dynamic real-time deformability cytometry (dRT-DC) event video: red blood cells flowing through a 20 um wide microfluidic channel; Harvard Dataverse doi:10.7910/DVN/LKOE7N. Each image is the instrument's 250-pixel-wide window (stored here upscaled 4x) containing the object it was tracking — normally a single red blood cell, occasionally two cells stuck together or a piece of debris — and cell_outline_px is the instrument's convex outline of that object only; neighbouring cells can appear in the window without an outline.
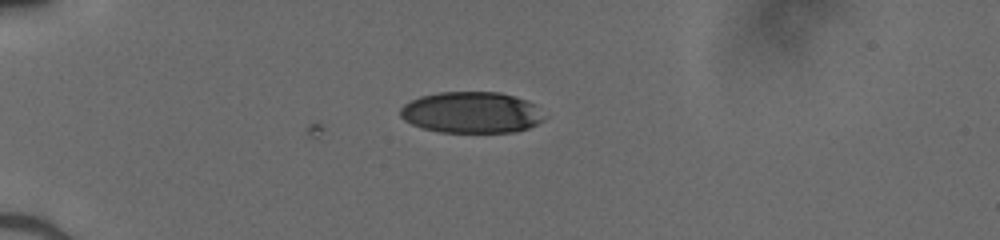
{"species": "human", "species_latin": "Homo sapiens", "temperature_condition": "cold", "stored_images_in_passage": 37, "camera_frame_rate_fps": 3000, "um_per_image_px": 0.085, "donor": {"sex": "male"}, "frame": {"image": 1, "passage_image": 1, "time_ms": 0.0, "image_size_px": [1000, 240], "cell_outline_px": [[548, 116], [544, 120], [528, 128], [516, 132], [440, 132], [424, 128], [412, 124], [404, 120], [400, 116], [400, 108], [404, 104], [420, 96], [440, 92], [500, 92], [528, 100], [536, 104]], "centroid_in_image_um": [40.13, 9.56], "position_along_channel_um": 44.9, "area_um2": 34.97}}
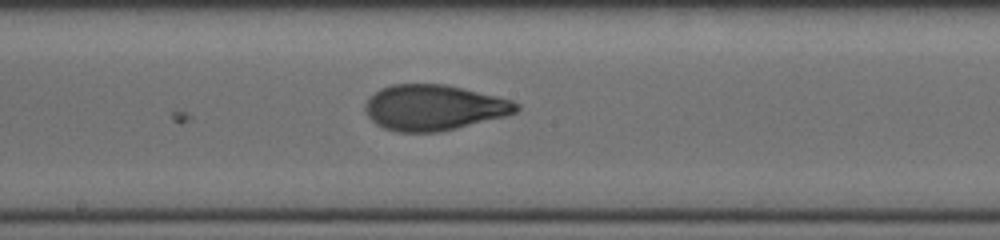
{"frame": {"image": 2, "passage_image": 16, "time_ms": 5.0, "image_size_px": [1000, 240], "cell_outline_px": [[520, 108], [516, 112], [504, 116], [456, 128], [436, 132], [396, 132], [384, 128], [376, 124], [364, 112], [364, 104], [380, 88], [392, 84], [444, 84], [496, 96], [512, 100], [520, 104]], "centroid_in_image_um": [36.85, 9.14], "position_along_channel_um": 211.3, "area_um2": 39.94}}
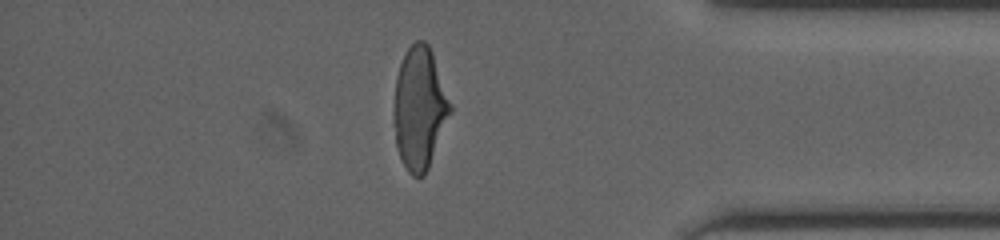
{"frame": {"image": 3, "passage_image": 31, "time_ms": 10.0, "image_size_px": [1000, 240], "cell_outline_px": [[452, 112], [428, 168], [424, 176], [412, 176], [408, 172], [400, 156], [396, 144], [392, 124], [392, 112], [396, 76], [404, 52], [416, 40], [424, 40], [428, 44], [432, 52], [452, 104]], "centroid_in_image_um": [35.64, 9.18], "position_along_channel_um": 399.6, "area_um2": 40.63}}